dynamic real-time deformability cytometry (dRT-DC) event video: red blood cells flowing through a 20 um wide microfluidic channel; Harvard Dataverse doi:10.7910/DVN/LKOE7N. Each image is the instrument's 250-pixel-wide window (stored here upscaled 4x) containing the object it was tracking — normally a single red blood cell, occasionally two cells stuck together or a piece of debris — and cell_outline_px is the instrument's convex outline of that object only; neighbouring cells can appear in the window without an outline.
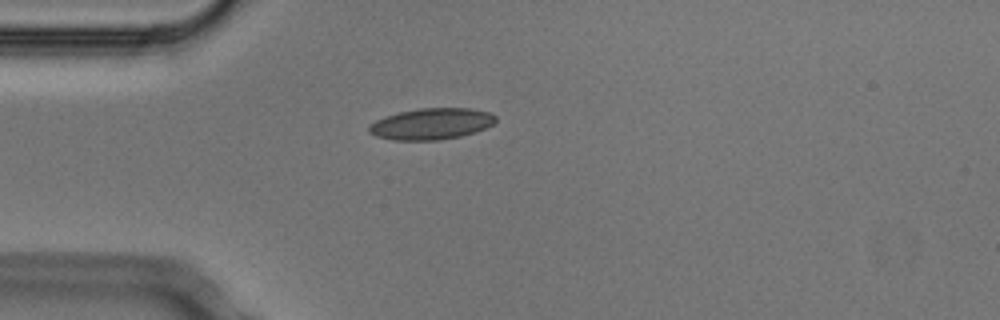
{"species": "Egyptian fruit bat (a non-hibernating species)", "species_latin": "Rousettus aegyptiacus", "temperature_condition": "cold", "stored_images_in_passage": 2, "camera_frame_rate_fps": 3000, "um_per_image_px": 0.085, "animal": {"sex": "male"}, "frame": {"image": 1, "passage_image": 1, "time_ms": 0.0, "image_size_px": [1000, 320], "cell_outline_px": [[496, 120], [492, 124], [476, 132], [460, 136], [436, 140], [392, 140], [376, 136], [368, 132], [368, 128], [376, 120], [384, 116], [400, 112], [420, 108], [472, 108], [488, 112], [496, 116]], "centroid_in_image_um": [36.66, 10.52], "position_along_channel_um": 48.3, "area_um2": 23.0}}